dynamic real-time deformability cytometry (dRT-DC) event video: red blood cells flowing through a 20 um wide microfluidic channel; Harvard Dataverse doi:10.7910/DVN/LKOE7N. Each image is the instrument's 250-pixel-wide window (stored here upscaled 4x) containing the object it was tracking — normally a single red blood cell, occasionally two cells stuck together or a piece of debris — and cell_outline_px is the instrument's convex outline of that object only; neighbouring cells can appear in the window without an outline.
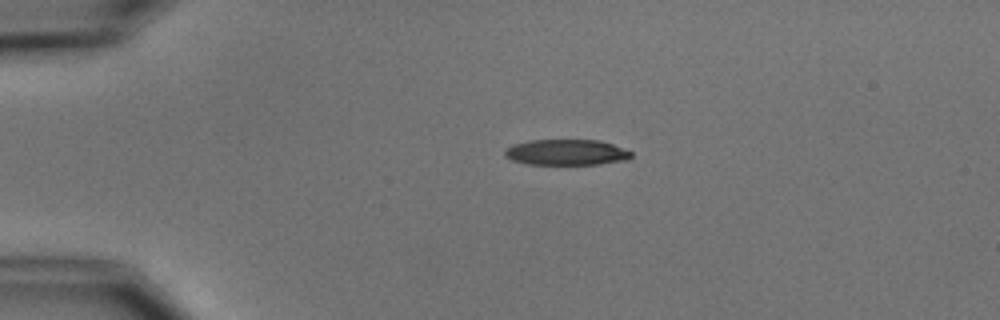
{"species": "common noctule bat (a hibernating species)", "species_latin": "Nyctalus noctula", "temperature_condition": "cold", "stored_images_in_passage": 2, "camera_frame_rate_fps": 3000, "um_per_image_px": 0.085, "animal": {"sex": "male", "body_mass_g": 15.6}, "frame": {"image": 1, "passage_image": 1, "time_ms": 0.0, "image_size_px": [1000, 320], "cell_outline_px": [[632, 156], [628, 160], [600, 164], [528, 164], [512, 160], [504, 156], [504, 152], [512, 144], [528, 140], [600, 140], [612, 144], [632, 152]], "centroid_in_image_um": [48.15, 12.94], "position_along_channel_um": 36.9, "area_um2": 19.02}}